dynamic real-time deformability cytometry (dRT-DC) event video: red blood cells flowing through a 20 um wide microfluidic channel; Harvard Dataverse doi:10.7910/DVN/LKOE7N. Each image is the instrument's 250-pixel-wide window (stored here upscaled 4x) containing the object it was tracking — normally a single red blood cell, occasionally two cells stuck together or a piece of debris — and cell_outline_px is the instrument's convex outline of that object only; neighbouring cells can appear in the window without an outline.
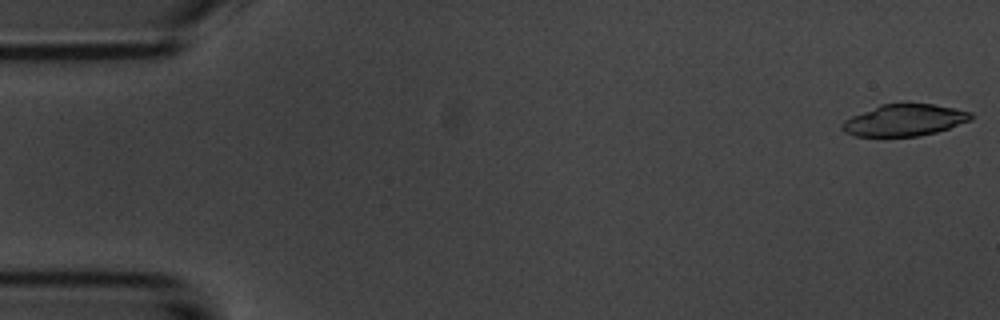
{"species": "common noctule bat (a hibernating species)", "species_latin": "Nyctalus noctula", "temperature_condition": "room temperature", "stored_images_in_passage": 53, "camera_frame_rate_fps": 3000, "um_per_image_px": 0.085, "animal": {"sex": "male", "body_mass_g": 20.1, "forearm_length_mm": 53.5}, "frame": {"image": 1, "passage_image": 1, "time_ms": 0.0, "image_size_px": [1000, 320], "cell_outline_px": [[972, 120], [936, 132], [920, 136], [856, 136], [844, 132], [840, 128], [840, 124], [844, 120], [852, 116], [880, 104], [908, 100], [932, 104], [972, 112]], "centroid_in_image_um": [76.86, 10.17], "position_along_channel_um": 8.1, "area_um2": 24.39}}
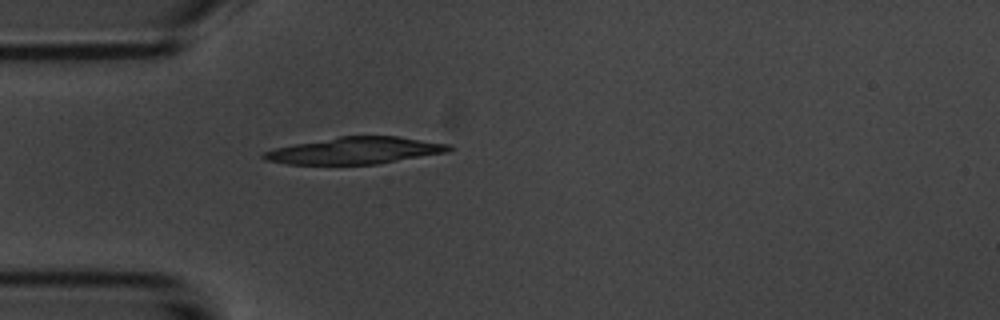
{"frame": {"image": 2, "passage_image": 15, "time_ms": 4.667, "image_size_px": [1000, 320], "cell_outline_px": [[456, 148], [444, 152], [376, 164], [288, 164], [264, 160], [260, 156], [264, 152], [276, 148], [296, 144], [340, 136], [396, 136], [452, 144]], "centroid_in_image_um": [30.19, 12.79], "position_along_channel_um": 54.8, "area_um2": 28.61}}
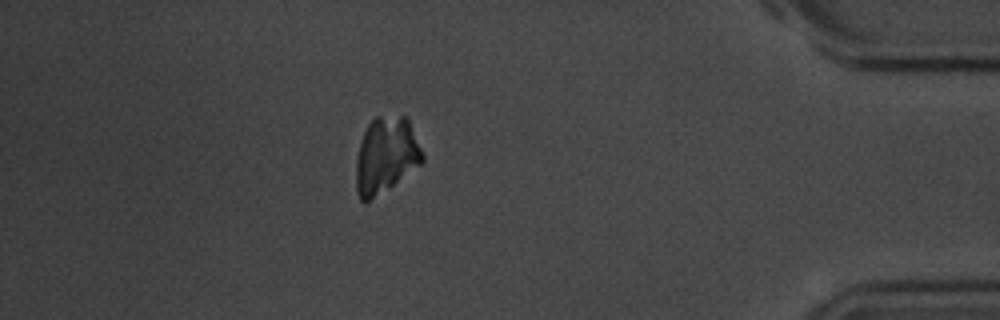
{"frame": {"image": 3, "passage_image": 47, "time_ms": 15.333, "image_size_px": [1000, 320], "cell_outline_px": [[424, 160], [420, 164], [388, 188], [364, 204], [360, 200], [356, 192], [356, 160], [360, 144], [364, 132], [368, 124], [376, 116], [408, 116], [424, 156]], "centroid_in_image_um": [32.79, 13.19], "position_along_channel_um": 402.4, "area_um2": 29.3}}